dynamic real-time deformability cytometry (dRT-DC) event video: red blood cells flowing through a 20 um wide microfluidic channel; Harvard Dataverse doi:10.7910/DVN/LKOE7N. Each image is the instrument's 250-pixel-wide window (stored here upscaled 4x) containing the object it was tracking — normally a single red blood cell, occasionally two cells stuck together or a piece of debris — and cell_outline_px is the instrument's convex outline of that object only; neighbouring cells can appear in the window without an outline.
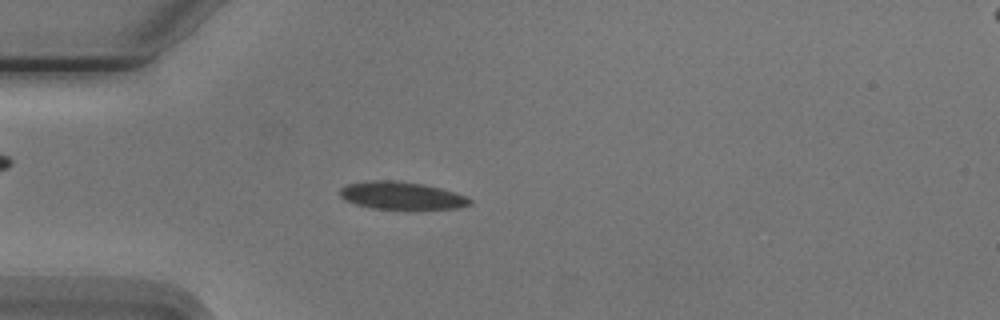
{"species": "Egyptian fruit bat (a non-hibernating species)", "species_latin": "Rousettus aegyptiacus", "temperature_condition": "cold", "stored_images_in_passage": 5, "camera_frame_rate_fps": 3000, "um_per_image_px": 0.085, "animal": {"sex": "male"}, "frame": {"image": 1, "passage_image": 4, "time_ms": 3.667, "image_size_px": [1000, 320], "cell_outline_px": [[472, 204], [460, 208], [412, 212], [372, 208], [356, 204], [344, 200], [340, 196], [340, 188], [348, 184], [376, 180], [396, 180], [424, 184], [456, 192], [472, 200]], "centroid_in_image_um": [34.2, 16.68], "position_along_channel_um": 50.8, "area_um2": 21.91}}